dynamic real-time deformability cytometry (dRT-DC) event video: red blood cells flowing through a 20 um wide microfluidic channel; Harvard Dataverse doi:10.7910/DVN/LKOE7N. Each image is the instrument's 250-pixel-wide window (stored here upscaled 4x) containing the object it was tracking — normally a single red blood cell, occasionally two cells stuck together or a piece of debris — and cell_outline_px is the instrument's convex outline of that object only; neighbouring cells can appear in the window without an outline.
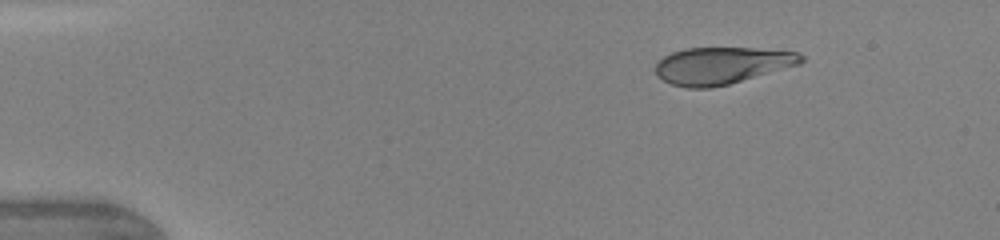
{"species": "human", "species_latin": "Homo sapiens", "temperature_condition": "warm", "stored_images_in_passage": 28, "camera_frame_rate_fps": 3000, "um_per_image_px": 0.085, "donor": {"sex": "female"}, "frame": {"image": 1, "passage_image": 2, "time_ms": 1.0, "image_size_px": [1000, 240], "cell_outline_px": [[804, 60], [800, 64], [728, 84], [708, 88], [688, 88], [672, 84], [656, 76], [656, 64], [664, 56], [672, 52], [684, 48], [756, 48], [800, 52], [804, 56]], "centroid_in_image_um": [61.36, 5.56], "position_along_channel_um": 23.6, "area_um2": 31.27}}
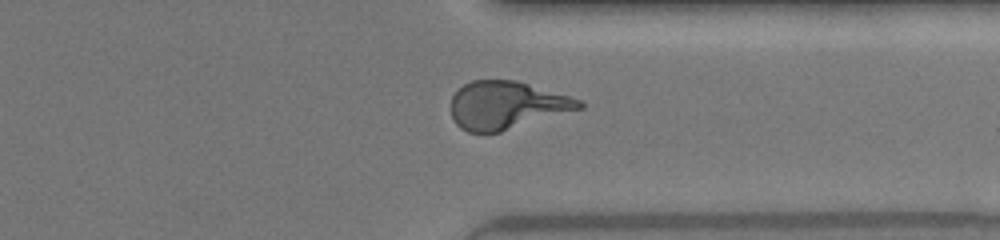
{"frame": {"image": 2, "passage_image": 20, "time_ms": 11.0, "image_size_px": [1000, 240], "cell_outline_px": [[584, 108], [500, 132], [468, 132], [460, 128], [456, 124], [452, 116], [452, 96], [464, 84], [472, 80], [516, 80], [568, 96], [580, 100], [584, 104]], "centroid_in_image_um": [43.06, 8.95], "position_along_channel_um": 368.3, "area_um2": 35.49}}
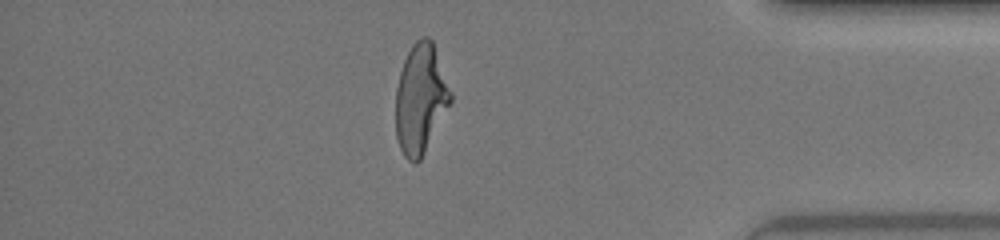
{"frame": {"image": 3, "passage_image": 23, "time_ms": 12.333, "image_size_px": [1000, 240], "cell_outline_px": [[452, 100], [420, 160], [416, 164], [412, 164], [404, 156], [400, 148], [396, 136], [396, 88], [400, 72], [404, 60], [412, 44], [420, 36], [428, 36], [432, 40], [452, 92]], "centroid_in_image_um": [35.74, 8.39], "position_along_channel_um": 399.5, "area_um2": 34.97}}